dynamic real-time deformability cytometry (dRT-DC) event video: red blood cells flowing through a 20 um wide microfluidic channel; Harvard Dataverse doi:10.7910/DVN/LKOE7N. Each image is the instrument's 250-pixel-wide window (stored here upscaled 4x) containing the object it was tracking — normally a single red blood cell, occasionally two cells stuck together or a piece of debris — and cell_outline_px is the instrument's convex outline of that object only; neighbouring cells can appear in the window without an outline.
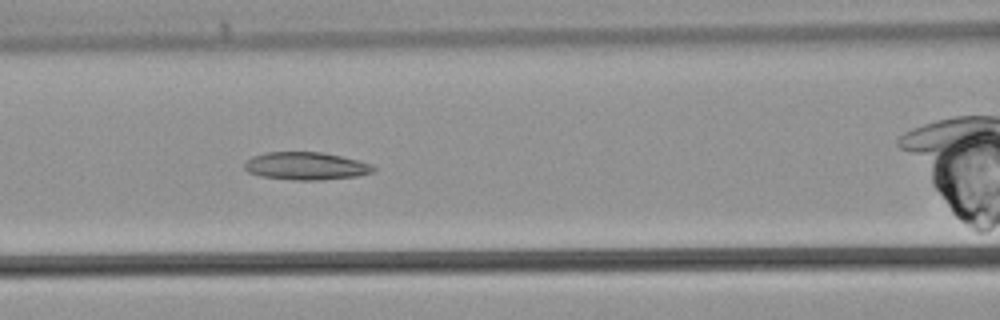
{"species": "common noctule bat (a hibernating species)", "species_latin": "Nyctalus noctula", "temperature_condition": "warm", "stored_images_in_passage": 27, "camera_frame_rate_fps": 3000, "um_per_image_px": 0.085, "animal": {"sex": "male", "body_mass_g": 21.5, "forearm_length_mm": 52.0}, "frame": {"image": 1, "passage_image": 8, "time_ms": 2.333, "image_size_px": [1000, 320], "cell_outline_px": [[376, 168], [372, 172], [356, 176], [320, 180], [296, 180], [260, 176], [248, 172], [244, 168], [244, 164], [252, 156], [268, 152], [320, 152], [340, 156], [372, 164]], "centroid_in_image_um": [25.99, 14.11], "position_along_channel_um": 140.6, "area_um2": 20.63}}
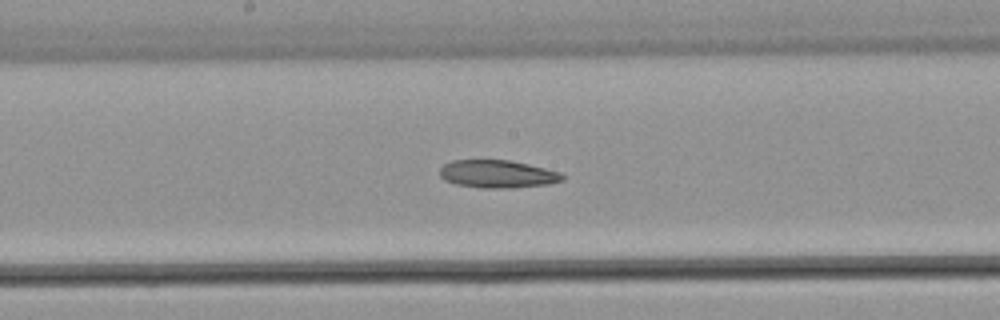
{"frame": {"image": 2, "passage_image": 12, "time_ms": 3.667, "image_size_px": [1000, 320], "cell_outline_px": [[564, 180], [552, 184], [512, 188], [480, 188], [456, 184], [444, 180], [440, 176], [440, 168], [444, 164], [452, 160], [508, 160], [528, 164], [560, 172], [564, 176]], "centroid_in_image_um": [42.29, 14.8], "position_along_channel_um": 205.9, "area_um2": 20.0}}
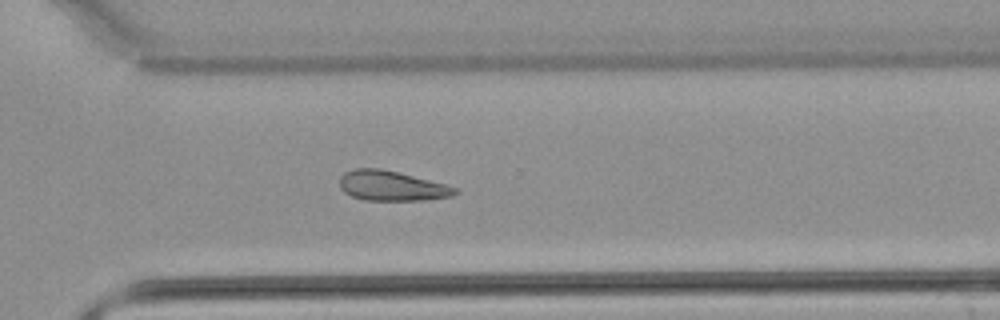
{"frame": {"image": 3, "passage_image": 20, "time_ms": 6.333, "image_size_px": [1000, 320], "cell_outline_px": [[460, 192], [452, 196], [424, 200], [364, 200], [352, 196], [344, 192], [340, 188], [340, 176], [344, 172], [352, 168], [380, 168], [448, 184], [460, 188]], "centroid_in_image_um": [33.32, 15.79], "position_along_channel_um": 337.3, "area_um2": 20.4}}